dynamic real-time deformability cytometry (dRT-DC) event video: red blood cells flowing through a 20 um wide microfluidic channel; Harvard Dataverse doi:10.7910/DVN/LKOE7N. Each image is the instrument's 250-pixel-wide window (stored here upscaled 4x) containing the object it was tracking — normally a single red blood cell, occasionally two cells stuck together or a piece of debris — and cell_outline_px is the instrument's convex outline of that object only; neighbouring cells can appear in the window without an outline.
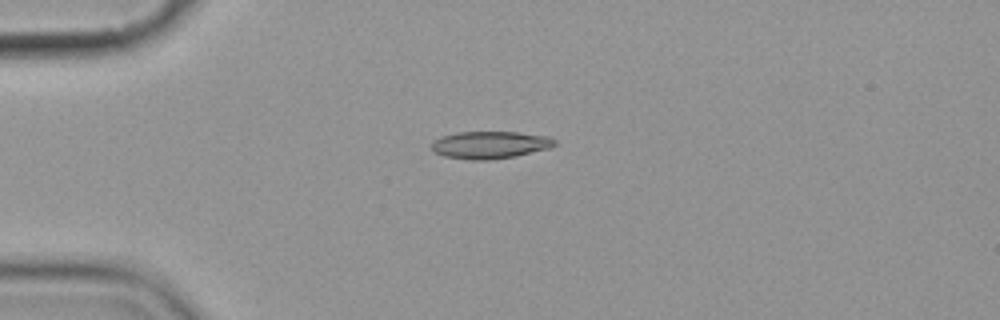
{"species": "common noctule bat (a hibernating species)", "species_latin": "Nyctalus noctula", "temperature_condition": "cold", "stored_images_in_passage": 2, "camera_frame_rate_fps": 3000, "um_per_image_px": 0.085, "animal": {"sex": "female", "body_mass_g": 19.9}, "frame": {"image": 1, "passage_image": 1, "time_ms": 0.0, "image_size_px": [1000, 320], "cell_outline_px": [[556, 144], [552, 148], [516, 156], [488, 160], [472, 160], [444, 156], [432, 152], [432, 140], [440, 136], [456, 132], [516, 132], [548, 136], [556, 140]], "centroid_in_image_um": [41.64, 12.31], "position_along_channel_um": 43.4, "area_um2": 19.88}}